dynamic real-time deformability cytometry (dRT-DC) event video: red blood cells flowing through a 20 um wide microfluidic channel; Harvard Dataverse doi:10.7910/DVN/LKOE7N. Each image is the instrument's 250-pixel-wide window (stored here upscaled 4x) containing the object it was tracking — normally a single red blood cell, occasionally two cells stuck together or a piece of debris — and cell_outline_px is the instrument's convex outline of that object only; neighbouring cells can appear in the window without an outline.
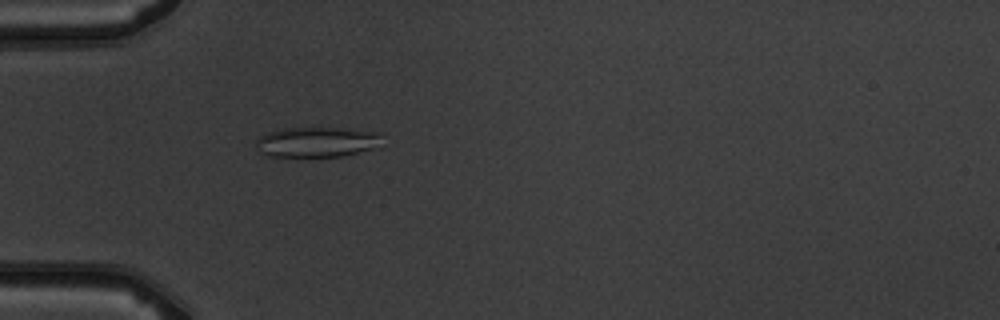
{"species": "common noctule bat (a hibernating species)", "species_latin": "Nyctalus noctula", "temperature_condition": "warm", "stored_images_in_passage": 5, "camera_frame_rate_fps": 3000, "um_per_image_px": 0.085, "animal": {"sex": "male", "body_mass_g": 19.5, "forearm_length_mm": 54.6}, "frame": {"image": 1, "passage_image": 5, "time_ms": 4.333, "image_size_px": [1000, 320], "cell_outline_px": [[384, 132], [376, 148], [344, 156], [268, 156], [260, 152], [256, 144], [256, 140], [260, 136], [268, 132], [284, 128], [312, 124]], "centroid_in_image_um": [26.98, 12.01], "position_along_channel_um": 58.0, "area_um2": 23.24}}